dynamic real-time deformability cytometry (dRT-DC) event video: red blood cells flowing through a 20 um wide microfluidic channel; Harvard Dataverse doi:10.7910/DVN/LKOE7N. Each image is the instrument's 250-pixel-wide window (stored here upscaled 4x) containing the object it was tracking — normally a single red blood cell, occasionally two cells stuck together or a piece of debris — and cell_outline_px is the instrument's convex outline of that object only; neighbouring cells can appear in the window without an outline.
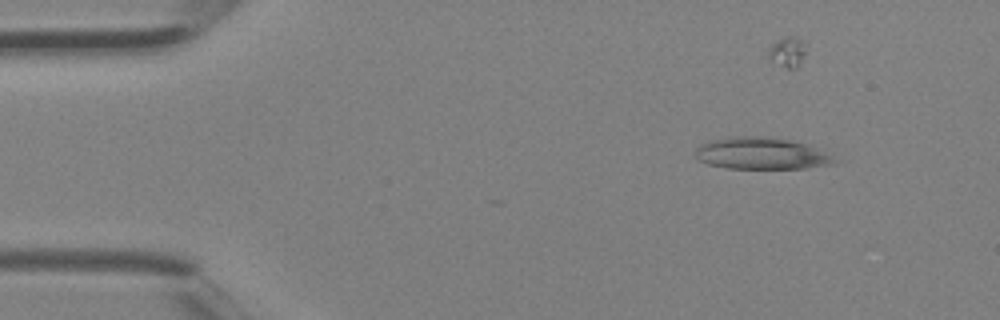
{"species": "Egyptian fruit bat (a non-hibernating species)", "species_latin": "Rousettus aegyptiacus", "temperature_condition": "room temperature", "stored_images_in_passage": 3, "camera_frame_rate_fps": 3000, "um_per_image_px": 0.085, "animal": {"sex": "female"}, "frame": {"image": 1, "passage_image": 2, "time_ms": 0.333, "image_size_px": [1000, 320], "cell_outline_px": [[844, 160], [836, 164], [808, 168], [728, 168], [708, 164], [700, 160], [696, 156], [696, 148], [700, 144], [712, 140], [732, 136], [764, 136], [788, 140], [804, 144]], "centroid_in_image_um": [64.77, 13.05], "position_along_channel_um": 20.2, "area_um2": 25.78}}